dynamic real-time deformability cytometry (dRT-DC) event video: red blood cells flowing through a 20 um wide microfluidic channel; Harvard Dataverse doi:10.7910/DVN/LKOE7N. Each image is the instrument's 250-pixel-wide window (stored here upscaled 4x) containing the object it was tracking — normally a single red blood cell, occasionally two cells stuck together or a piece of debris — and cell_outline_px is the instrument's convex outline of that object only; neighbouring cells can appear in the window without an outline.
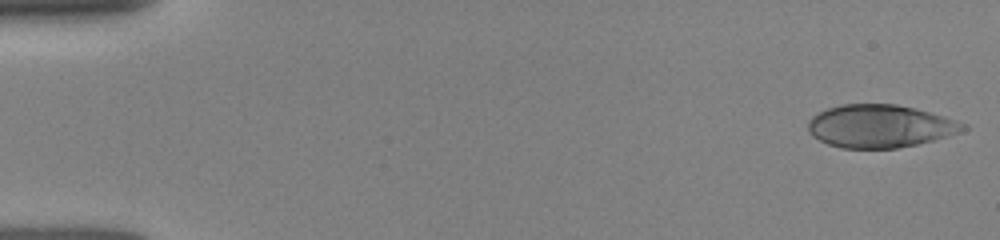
{"species": "human", "species_latin": "Homo sapiens", "temperature_condition": "room temperature", "stored_images_in_passage": 27, "camera_frame_rate_fps": 3000, "um_per_image_px": 0.085, "donor": {"sex": "female"}, "frame": {"image": 1, "passage_image": 1, "time_ms": 0.0, "image_size_px": [1000, 240], "cell_outline_px": [[968, 128], [960, 132], [932, 140], [916, 144], [896, 148], [840, 148], [828, 144], [812, 136], [808, 132], [808, 120], [812, 116], [828, 108], [840, 104], [896, 104], [916, 108], [944, 116], [968, 124]], "centroid_in_image_um": [74.79, 10.71], "position_along_channel_um": 10.2, "area_um2": 38.73}}
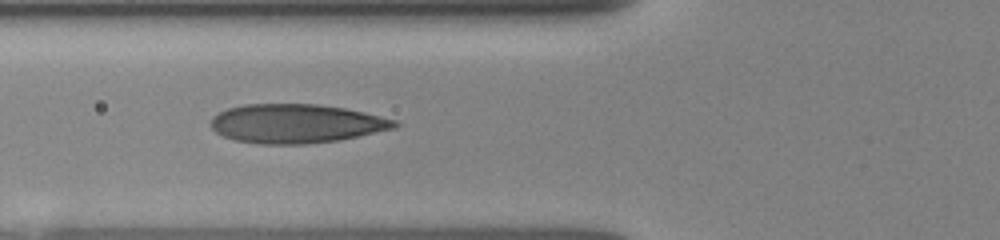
{"frame": {"image": 2, "passage_image": 20, "time_ms": 5.667, "image_size_px": [1000, 240], "cell_outline_px": [[400, 124], [396, 128], [340, 140], [304, 144], [260, 144], [236, 140], [224, 136], [216, 132], [212, 128], [212, 116], [228, 108], [244, 104], [316, 104], [344, 108], [364, 112], [396, 120]], "centroid_in_image_um": [25.2, 10.5], "position_along_channel_um": 100.6, "area_um2": 41.67}}
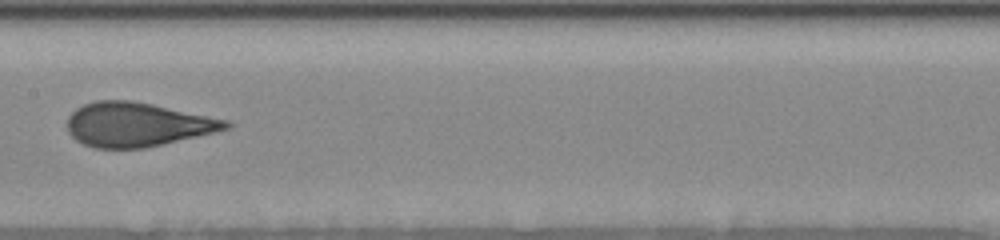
{"frame": {"image": 3, "passage_image": 26, "time_ms": 8.0, "image_size_px": [1000, 240], "cell_outline_px": [[232, 124], [228, 128], [216, 132], [144, 148], [92, 148], [76, 140], [68, 132], [68, 116], [76, 108], [84, 104], [96, 100], [132, 100], [152, 104], [228, 120]], "centroid_in_image_um": [11.64, 10.58], "position_along_channel_um": 195.8, "area_um2": 40.63}}